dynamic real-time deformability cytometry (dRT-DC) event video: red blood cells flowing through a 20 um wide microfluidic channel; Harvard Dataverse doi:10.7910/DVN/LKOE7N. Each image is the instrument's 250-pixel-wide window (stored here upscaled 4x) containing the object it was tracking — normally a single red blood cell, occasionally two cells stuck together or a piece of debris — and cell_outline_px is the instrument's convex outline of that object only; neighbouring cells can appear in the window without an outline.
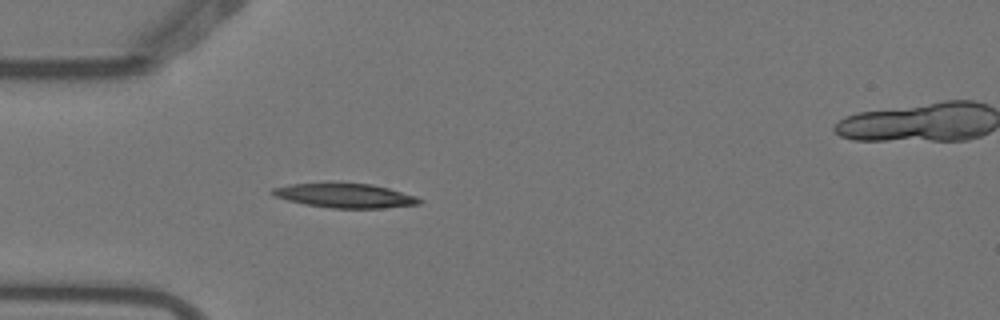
{"species": "Egyptian fruit bat (a non-hibernating species)", "species_latin": "Rousettus aegyptiacus", "temperature_condition": "warm", "stored_images_in_passage": 3, "camera_frame_rate_fps": 3000, "um_per_image_px": 0.085, "animal": {"sex": "female"}, "frame": {"image": 1, "passage_image": 2, "time_ms": 0.333, "image_size_px": [1000, 320], "cell_outline_px": [[424, 200], [420, 204], [384, 208], [332, 208], [304, 204], [272, 196], [272, 188], [288, 184], [372, 184], [388, 188], [416, 196]], "centroid_in_image_um": [29.35, 16.64], "position_along_channel_um": 55.6, "area_um2": 20.52}}